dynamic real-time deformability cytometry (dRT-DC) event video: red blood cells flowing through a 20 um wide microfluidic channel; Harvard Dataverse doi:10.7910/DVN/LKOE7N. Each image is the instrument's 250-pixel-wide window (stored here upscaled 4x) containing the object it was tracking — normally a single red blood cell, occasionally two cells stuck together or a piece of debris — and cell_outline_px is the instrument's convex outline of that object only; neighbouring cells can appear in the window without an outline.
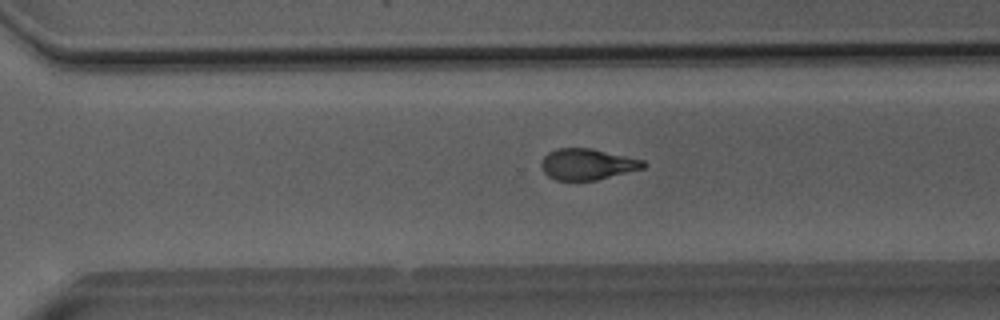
{"species": "Egyptian fruit bat (a non-hibernating species)", "species_latin": "Rousettus aegyptiacus", "temperature_condition": "room temperature", "stored_images_in_passage": 51, "camera_frame_rate_fps": 3000, "um_per_image_px": 0.085, "animal": {"sex": "male"}, "frame": {"image": 1, "passage_image": 36, "time_ms": 11.667, "image_size_px": [1000, 320], "cell_outline_px": [[648, 164], [644, 168], [596, 180], [556, 180], [548, 176], [544, 172], [540, 164], [544, 156], [548, 152], [556, 148], [592, 148], [644, 160]], "centroid_in_image_um": [49.92, 13.95], "position_along_channel_um": 320.7, "area_um2": 18.55}}
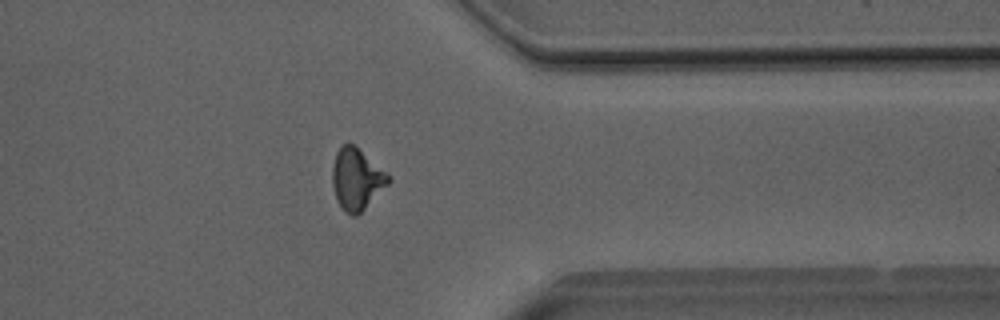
{"frame": {"image": 2, "passage_image": 41, "time_ms": 13.333, "image_size_px": [1000, 320], "cell_outline_px": [[392, 180], [356, 216], [352, 216], [344, 212], [336, 200], [332, 184], [332, 168], [336, 152], [340, 144], [348, 140], [392, 176]], "centroid_in_image_um": [30.29, 15.19], "position_along_channel_um": 381.1, "area_um2": 20.23}}
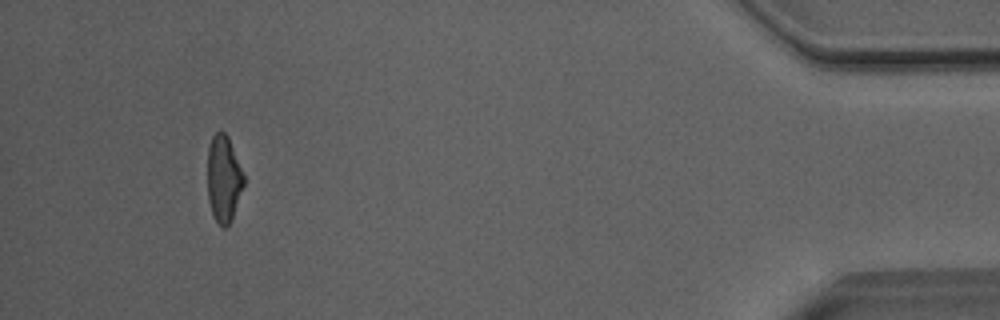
{"frame": {"image": 3, "passage_image": 48, "time_ms": 15.667, "image_size_px": [1000, 320], "cell_outline_px": [[244, 184], [232, 220], [224, 228], [212, 216], [208, 200], [208, 148], [212, 136], [216, 132], [224, 132], [228, 136], [244, 172]], "centroid_in_image_um": [19.02, 15.19], "position_along_channel_um": 416.2, "area_um2": 18.44}, "authors_computed_cell_mechanics": {"area_um2": 19.4208, "velocity_mm_per_s": 4.079, "shape_relaxation_time_tau1_ms": 4.4395, "shape_relaxation_time_tau2_ms": 1.8616, "deformation_change_tau1": 0.1809, "deformation_change_tau2": 0.0856}}